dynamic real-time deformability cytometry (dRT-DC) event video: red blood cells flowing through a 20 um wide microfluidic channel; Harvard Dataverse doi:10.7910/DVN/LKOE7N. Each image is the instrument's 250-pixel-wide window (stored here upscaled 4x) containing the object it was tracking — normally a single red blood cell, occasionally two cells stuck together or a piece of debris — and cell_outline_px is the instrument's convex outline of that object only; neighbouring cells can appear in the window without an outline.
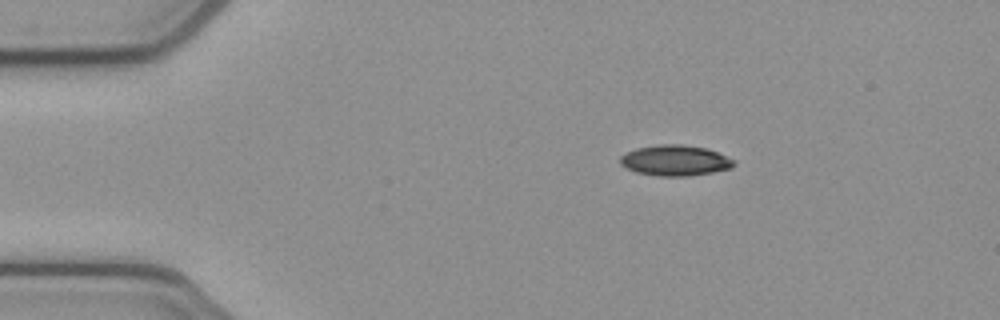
{"species": "common noctule bat (a hibernating species)", "species_latin": "Nyctalus noctula", "temperature_condition": "cold", "stored_images_in_passage": 44, "camera_frame_rate_fps": 3000, "um_per_image_px": 0.085, "animal": {"sex": "female", "body_mass_g": 21.9}, "frame": {"image": 1, "passage_image": 1, "time_ms": 0.0, "image_size_px": [1000, 320], "cell_outline_px": [[736, 164], [732, 168], [712, 172], [688, 176], [660, 176], [636, 172], [620, 164], [620, 156], [636, 148], [660, 144], [680, 144], [704, 148], [716, 152], [736, 160]], "centroid_in_image_um": [57.4, 13.64], "position_along_channel_um": 27.6, "area_um2": 20.17}}
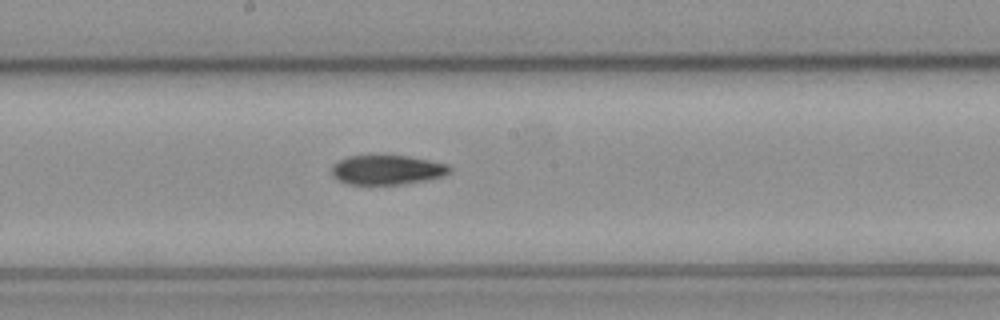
{"frame": {"image": 2, "passage_image": 20, "time_ms": 6.333, "image_size_px": [1000, 320], "cell_outline_px": [[452, 172], [444, 176], [428, 180], [404, 184], [348, 184], [336, 180], [332, 176], [332, 164], [348, 156], [408, 156], [448, 164], [452, 168]], "centroid_in_image_um": [32.92, 14.45], "position_along_channel_um": 215.3, "area_um2": 20.4}}
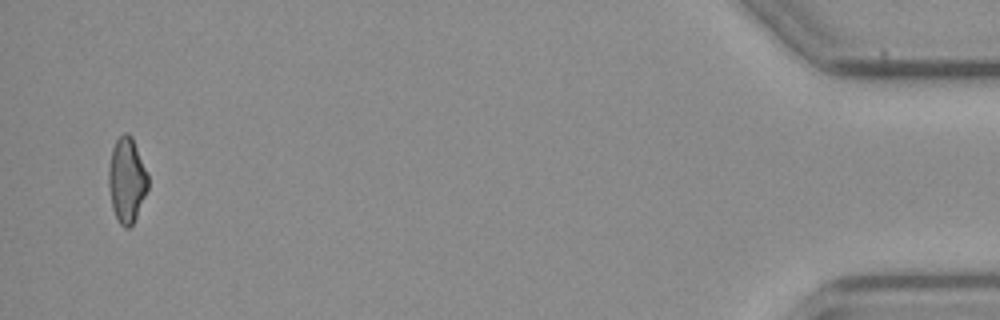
{"frame": {"image": 3, "passage_image": 43, "time_ms": 14.0, "image_size_px": [1000, 320], "cell_outline_px": [[148, 188], [136, 216], [132, 224], [128, 228], [124, 228], [120, 224], [112, 208], [108, 184], [108, 168], [112, 148], [116, 140], [124, 132], [128, 132], [132, 136], [148, 176]], "centroid_in_image_um": [10.76, 15.29], "position_along_channel_um": 424.4, "area_um2": 19.36}, "authors_computed_cell_mechanics": {"area_um2": 20.7791, "velocity_mm_per_s": 3.8963, "shape_relaxation_time_tau1_ms": 7.3941, "shape_relaxation_time_tau2_ms": 6.3113, "deformation_change_tau1": 0.1745, "deformation_change_tau2": 0.1274}}